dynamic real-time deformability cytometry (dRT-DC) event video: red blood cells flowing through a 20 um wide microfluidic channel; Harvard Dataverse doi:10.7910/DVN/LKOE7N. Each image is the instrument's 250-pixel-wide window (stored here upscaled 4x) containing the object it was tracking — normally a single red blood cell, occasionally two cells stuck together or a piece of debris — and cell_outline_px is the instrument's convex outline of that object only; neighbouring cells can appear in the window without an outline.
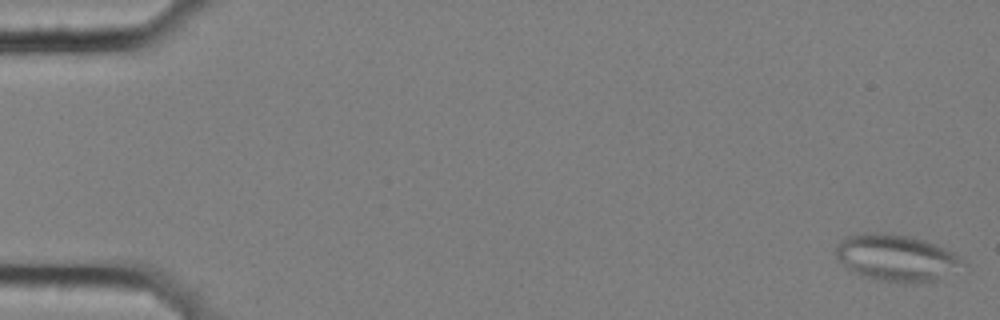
{"species": "common noctule bat (a hibernating species)", "species_latin": "Nyctalus noctula", "temperature_condition": "cold", "stored_images_in_passage": 16, "camera_frame_rate_fps": 3000, "um_per_image_px": 0.085, "animal": {"sex": "female", "body_mass_g": 25.1}, "frame": {"image": 1, "passage_image": 1, "time_ms": 0.0, "image_size_px": [1000, 320], "cell_outline_px": [[968, 264], [956, 272], [932, 284], [908, 284], [876, 280], [860, 276], [852, 272], [836, 256], [836, 244], [844, 236], [864, 232], [884, 232], [908, 236], [924, 240], [944, 248], [960, 256]], "centroid_in_image_um": [76.25, 21.95], "position_along_channel_um": 8.8, "area_um2": 35.66}}